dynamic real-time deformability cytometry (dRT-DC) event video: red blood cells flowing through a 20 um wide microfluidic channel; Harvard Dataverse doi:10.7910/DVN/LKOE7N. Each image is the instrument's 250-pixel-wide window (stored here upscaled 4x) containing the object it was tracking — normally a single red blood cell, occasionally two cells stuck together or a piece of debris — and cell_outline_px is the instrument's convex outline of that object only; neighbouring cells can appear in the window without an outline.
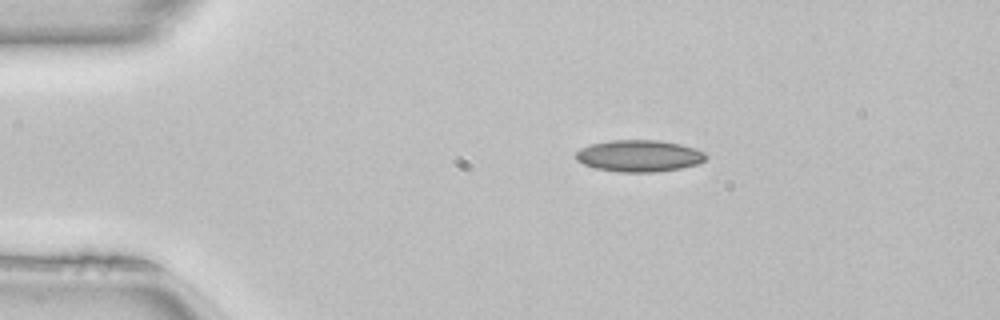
{"species": "common noctule bat (a hibernating species)", "species_latin": "Nyctalus noctula", "temperature_condition": "room temperature", "stored_images_in_passage": 42, "camera_frame_rate_fps": 3000, "um_per_image_px": 0.085, "animal": {"sex": "female", "body_mass_g": 22.7, "forearm_length_mm": 54.2}, "frame": {"image": 1, "passage_image": 1, "time_ms": 0.0, "image_size_px": [1000, 320], "cell_outline_px": [[708, 156], [704, 160], [696, 164], [680, 168], [656, 172], [620, 172], [596, 168], [584, 164], [576, 160], [572, 156], [580, 148], [592, 144], [608, 140], [660, 140], [680, 144], [696, 148], [704, 152]], "centroid_in_image_um": [54.3, 13.24], "position_along_channel_um": 30.7, "area_um2": 24.16}}
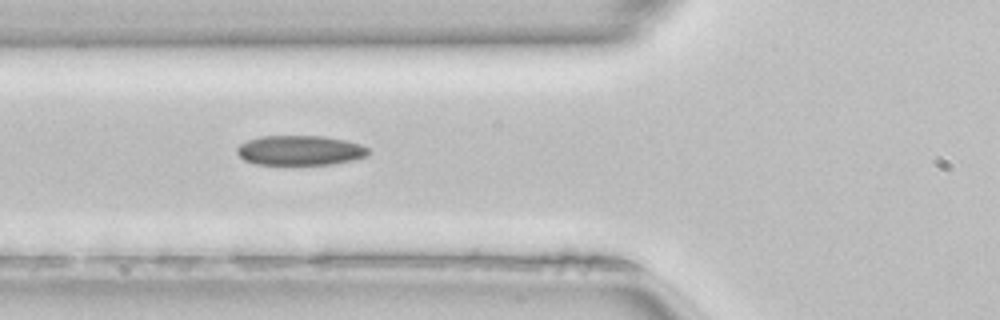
{"frame": {"image": 2, "passage_image": 10, "time_ms": 3.0, "image_size_px": [1000, 320], "cell_outline_px": [[368, 156], [352, 160], [332, 164], [256, 164], [244, 160], [236, 152], [236, 148], [240, 144], [248, 140], [260, 136], [324, 136], [344, 140], [360, 144], [368, 148]], "centroid_in_image_um": [25.49, 12.78], "position_along_channel_um": 100.3, "area_um2": 22.72}}
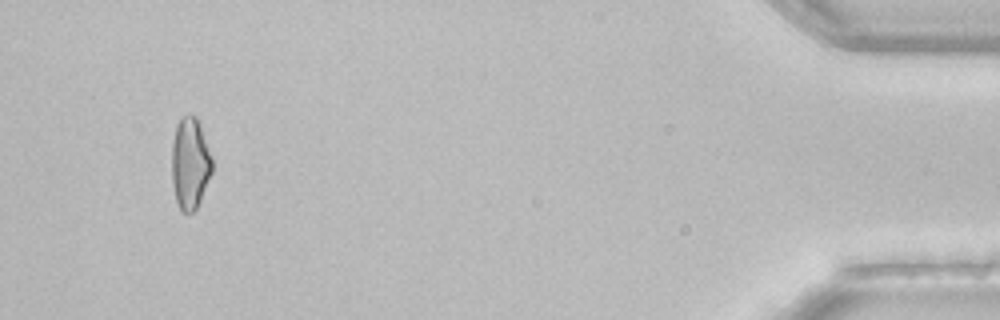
{"frame": {"image": 3, "passage_image": 39, "time_ms": 12.667, "image_size_px": [1000, 320], "cell_outline_px": [[212, 172], [200, 200], [196, 208], [192, 212], [180, 212], [176, 200], [172, 184], [172, 140], [176, 124], [188, 112], [196, 116], [212, 156]], "centroid_in_image_um": [16.14, 13.87], "position_along_channel_um": 419.1, "area_um2": 21.62}, "authors_computed_cell_mechanics": {"area_um2": 22.1663, "velocity_mm_per_s": 4.0836, "shape_relaxation_time_tau1_ms": null, "shape_relaxation_time_tau2_ms": 2.9145, "deformation_change_tau1": null, "deformation_change_tau2": 0.1068}}